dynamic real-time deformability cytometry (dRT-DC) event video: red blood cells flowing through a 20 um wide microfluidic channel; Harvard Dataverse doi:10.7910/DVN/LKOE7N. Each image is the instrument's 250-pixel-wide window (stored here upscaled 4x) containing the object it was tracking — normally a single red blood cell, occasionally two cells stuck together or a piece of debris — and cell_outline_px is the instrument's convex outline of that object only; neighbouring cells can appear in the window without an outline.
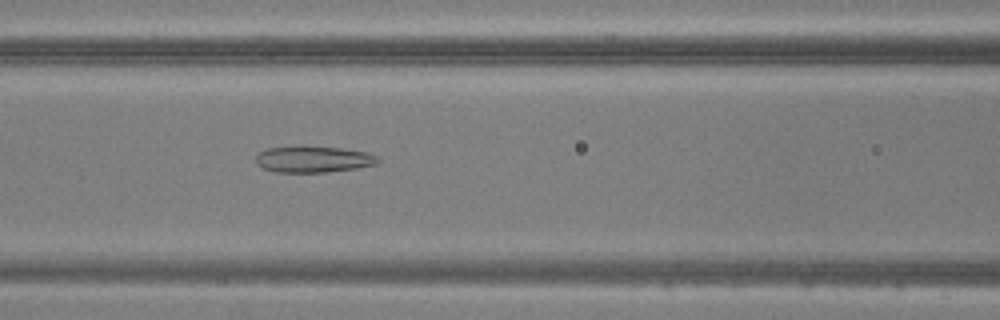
{"species": "common noctule bat (a hibernating species)", "species_latin": "Nyctalus noctula", "temperature_condition": "warm", "stored_images_in_passage": 43, "camera_frame_rate_fps": 3000, "um_per_image_px": 0.085, "animal": {"sex": "male", "body_mass_g": 20.5, "forearm_length_mm": 52.5}, "frame": {"image": 1, "passage_image": 15, "time_ms": 4.667, "image_size_px": [1000, 320], "cell_outline_px": [[380, 160], [376, 164], [356, 168], [324, 172], [276, 172], [264, 168], [256, 164], [256, 156], [260, 152], [268, 148], [304, 144], [340, 148], [368, 152], [376, 156]], "centroid_in_image_um": [26.61, 13.51], "position_along_channel_um": 140.0, "area_um2": 19.07}}
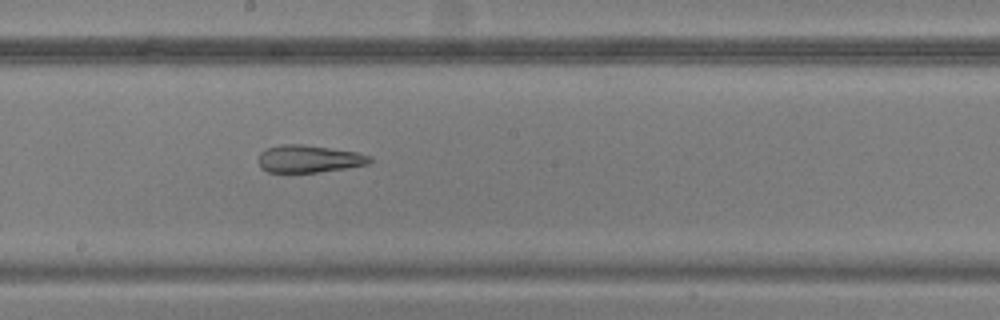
{"frame": {"image": 2, "passage_image": 21, "time_ms": 6.667, "image_size_px": [1000, 320], "cell_outline_px": [[372, 160], [368, 164], [344, 168], [316, 172], [268, 172], [260, 168], [260, 152], [268, 148], [280, 144], [300, 144], [356, 152], [372, 156]], "centroid_in_image_um": [26.25, 13.5], "position_along_channel_um": 221.9, "area_um2": 17.51}}
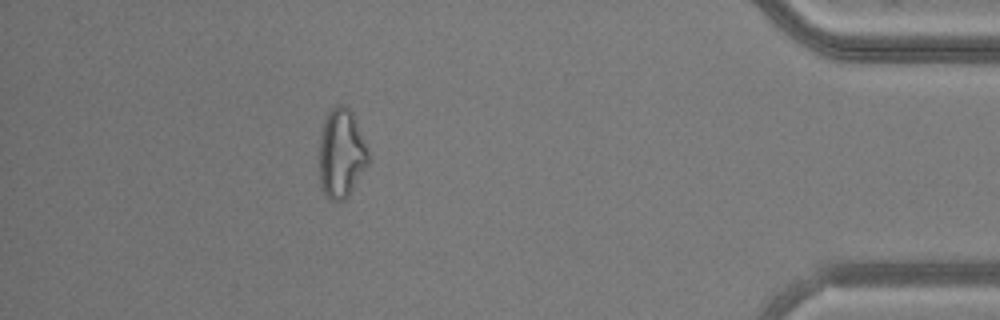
{"frame": {"image": 3, "passage_image": 38, "time_ms": 12.333, "image_size_px": [1000, 320], "cell_outline_px": [[372, 160], [348, 196], [344, 200], [332, 200], [324, 192], [320, 180], [320, 140], [324, 124], [328, 112], [336, 104], [344, 104], [352, 112], [356, 120]], "centroid_in_image_um": [29.06, 13.04], "position_along_channel_um": 406.1, "area_um2": 25.37}}